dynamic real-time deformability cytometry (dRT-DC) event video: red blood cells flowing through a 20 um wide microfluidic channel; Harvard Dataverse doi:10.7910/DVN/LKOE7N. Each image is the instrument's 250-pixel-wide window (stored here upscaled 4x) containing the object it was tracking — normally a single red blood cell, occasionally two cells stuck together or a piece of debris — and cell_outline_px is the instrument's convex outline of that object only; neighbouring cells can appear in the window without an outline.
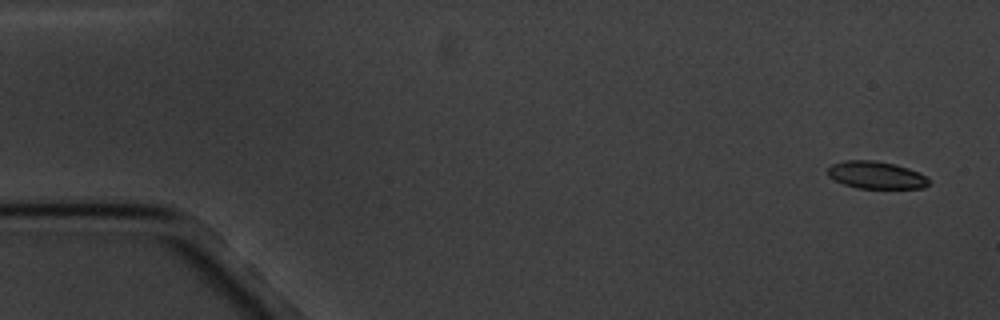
{"species": "common noctule bat (a hibernating species)", "species_latin": "Nyctalus noctula", "temperature_condition": "cold", "stored_images_in_passage": 5, "camera_frame_rate_fps": 3000, "um_per_image_px": 0.085, "animal": {"sex": "male", "body_mass_g": 20.1, "forearm_length_mm": 53.5}, "frame": {"image": 1, "passage_image": 1, "time_ms": 0.0, "image_size_px": [1000, 320], "cell_outline_px": [[928, 184], [924, 188], [856, 188], [844, 184], [828, 176], [828, 168], [832, 164], [844, 160], [876, 160], [896, 164], [908, 168], [924, 176], [928, 180]], "centroid_in_image_um": [74.43, 14.87], "position_along_channel_um": 10.6, "area_um2": 16.01}}
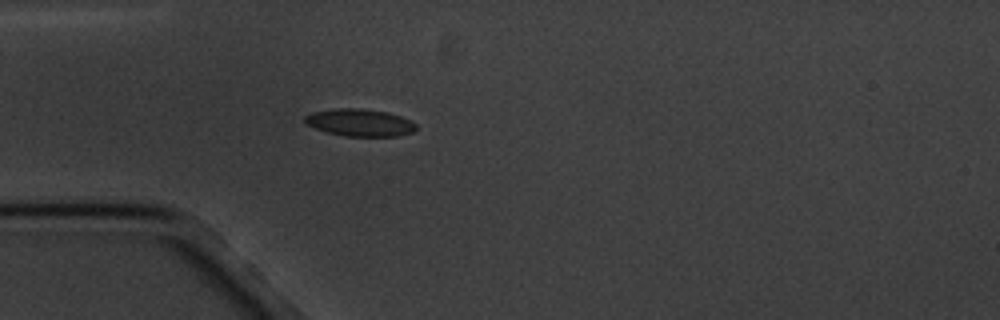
{"frame": {"image": 2, "passage_image": 5, "time_ms": 4.667, "image_size_px": [1000, 320], "cell_outline_px": [[416, 128], [412, 132], [400, 136], [344, 136], [328, 132], [316, 128], [308, 124], [304, 120], [304, 116], [312, 112], [332, 108], [360, 108], [388, 112], [400, 116], [416, 124]], "centroid_in_image_um": [30.58, 10.41], "position_along_channel_um": 54.4, "area_um2": 17.63}}